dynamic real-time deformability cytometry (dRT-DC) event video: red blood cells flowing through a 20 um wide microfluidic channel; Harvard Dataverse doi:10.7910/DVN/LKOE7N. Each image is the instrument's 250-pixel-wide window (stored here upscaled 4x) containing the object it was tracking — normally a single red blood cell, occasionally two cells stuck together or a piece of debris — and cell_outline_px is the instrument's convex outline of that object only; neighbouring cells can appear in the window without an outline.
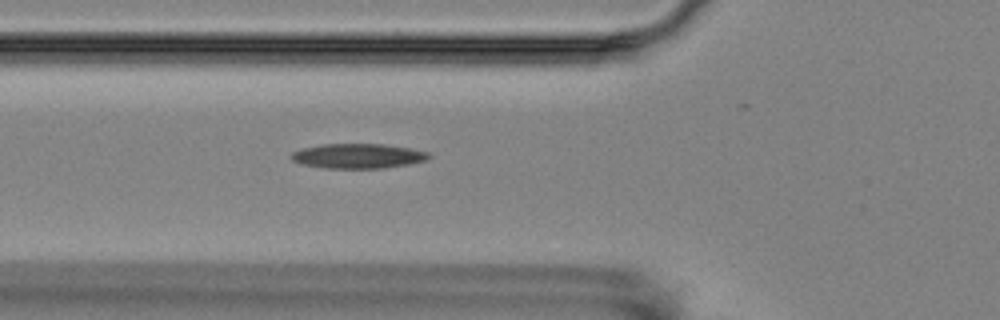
{"species": "Egyptian fruit bat (a non-hibernating species)", "species_latin": "Rousettus aegyptiacus", "temperature_condition": "room temperature", "stored_images_in_passage": 4, "camera_frame_rate_fps": 3000, "um_per_image_px": 0.085, "animal": {"sex": "female"}, "frame": {"image": 1, "passage_image": 4, "time_ms": 4.0, "image_size_px": [1000, 320], "cell_outline_px": [[432, 156], [424, 160], [408, 164], [384, 168], [324, 168], [304, 164], [292, 160], [288, 156], [292, 152], [304, 148], [324, 144], [384, 144], [408, 148], [428, 152]], "centroid_in_image_um": [30.41, 13.26], "position_along_channel_um": 95.4, "area_um2": 19.65}}